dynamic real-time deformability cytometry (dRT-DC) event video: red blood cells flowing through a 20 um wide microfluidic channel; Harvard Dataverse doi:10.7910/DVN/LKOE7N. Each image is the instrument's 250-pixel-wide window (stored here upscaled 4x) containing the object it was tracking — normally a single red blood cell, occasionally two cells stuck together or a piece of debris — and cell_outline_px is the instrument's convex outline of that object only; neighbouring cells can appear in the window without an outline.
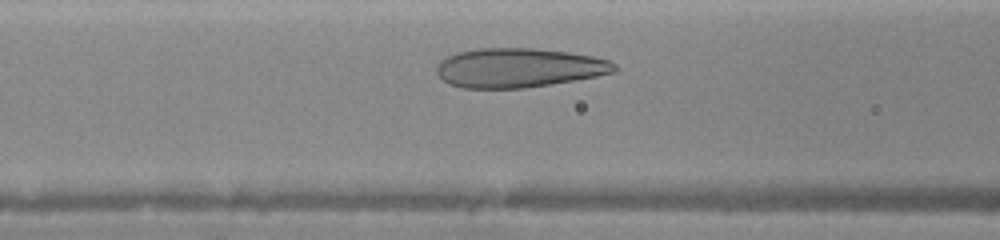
{"species": "human", "species_latin": "Homo sapiens", "temperature_condition": "warm", "stored_images_in_passage": 25, "camera_frame_rate_fps": 3000, "um_per_image_px": 0.085, "donor": {"sex": "female"}, "frame": {"image": 1, "passage_image": 7, "time_ms": 2.0, "image_size_px": [1000, 240], "cell_outline_px": [[620, 68], [616, 72], [596, 76], [524, 88], [460, 88], [448, 84], [436, 72], [436, 64], [440, 60], [456, 52], [480, 48], [532, 48], [568, 52], [592, 56], [608, 60], [616, 64]], "centroid_in_image_um": [44.07, 5.76], "position_along_channel_um": 122.5, "area_um2": 40.75}}
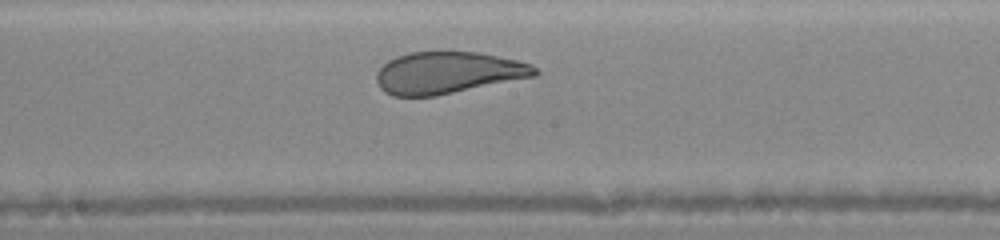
{"frame": {"image": 2, "passage_image": 14, "time_ms": 4.0, "image_size_px": [1000, 240], "cell_outline_px": [[540, 72], [536, 76], [436, 96], [392, 96], [384, 92], [380, 88], [376, 80], [376, 72], [388, 60], [396, 56], [412, 52], [480, 52], [516, 60], [532, 64]], "centroid_in_image_um": [38.07, 6.19], "position_along_channel_um": 210.1, "area_um2": 38.73}}
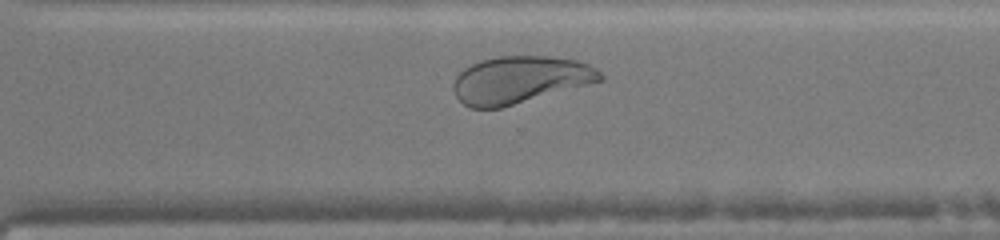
{"frame": {"image": 3, "passage_image": 21, "time_ms": 6.667, "image_size_px": [1000, 240], "cell_outline_px": [[604, 80], [500, 108], [468, 108], [456, 96], [452, 88], [452, 84], [456, 76], [464, 68], [480, 60], [496, 56], [548, 56], [576, 60], [588, 64], [596, 68], [604, 76]], "centroid_in_image_um": [44.17, 6.78], "position_along_channel_um": 326.4, "area_um2": 40.4}}